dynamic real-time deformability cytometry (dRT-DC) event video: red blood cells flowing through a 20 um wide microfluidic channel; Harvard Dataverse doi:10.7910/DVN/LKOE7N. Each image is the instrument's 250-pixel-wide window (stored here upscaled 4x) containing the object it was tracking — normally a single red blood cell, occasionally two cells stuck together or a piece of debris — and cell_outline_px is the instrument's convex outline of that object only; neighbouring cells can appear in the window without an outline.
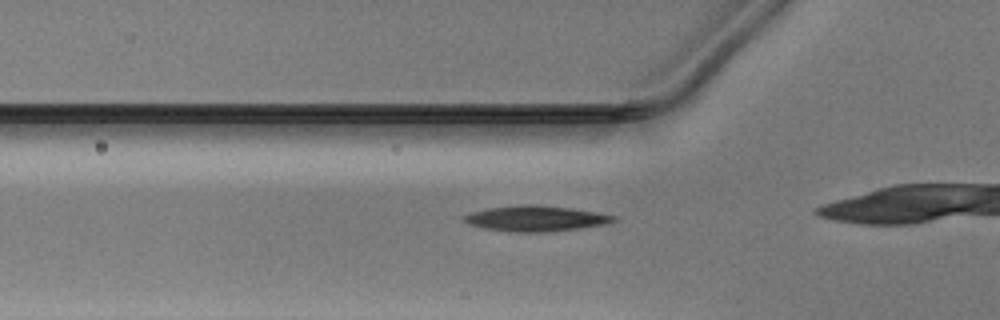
{"species": "Egyptian fruit bat (a non-hibernating species)", "species_latin": "Rousettus aegyptiacus", "temperature_condition": "warm", "stored_images_in_passage": 9, "camera_frame_rate_fps": 3000, "um_per_image_px": 0.085, "animal": {"sex": "male"}, "frame": {"image": 1, "passage_image": 4, "time_ms": 1.0, "image_size_px": [1000, 320], "cell_outline_px": [[616, 220], [608, 224], [580, 228], [548, 232], [516, 232], [484, 228], [468, 224], [464, 220], [464, 216], [472, 212], [488, 208], [520, 204], [532, 204], [572, 208], [596, 212], [616, 216]], "centroid_in_image_um": [45.57, 18.57], "position_along_channel_um": 80.2, "area_um2": 22.25}}
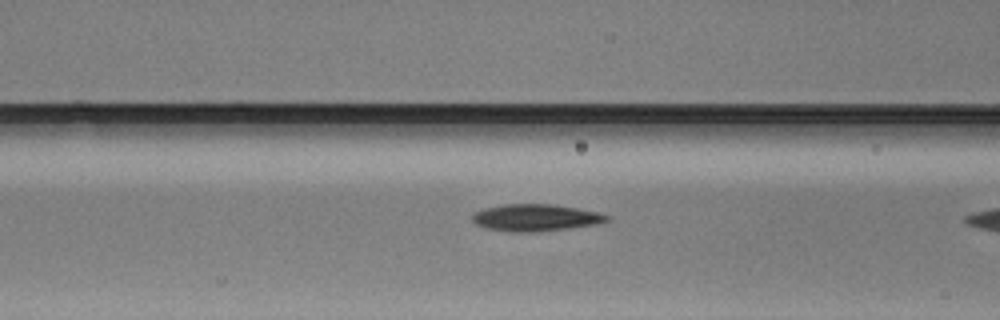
{"frame": {"image": 2, "passage_image": 7, "time_ms": 2.0, "image_size_px": [1000, 320], "cell_outline_px": [[612, 216], [608, 220], [596, 224], [568, 228], [536, 232], [512, 232], [488, 228], [476, 224], [472, 220], [472, 212], [484, 208], [504, 204], [552, 204], [600, 212]], "centroid_in_image_um": [45.52, 18.49], "position_along_channel_um": 121.1, "area_um2": 21.15}}